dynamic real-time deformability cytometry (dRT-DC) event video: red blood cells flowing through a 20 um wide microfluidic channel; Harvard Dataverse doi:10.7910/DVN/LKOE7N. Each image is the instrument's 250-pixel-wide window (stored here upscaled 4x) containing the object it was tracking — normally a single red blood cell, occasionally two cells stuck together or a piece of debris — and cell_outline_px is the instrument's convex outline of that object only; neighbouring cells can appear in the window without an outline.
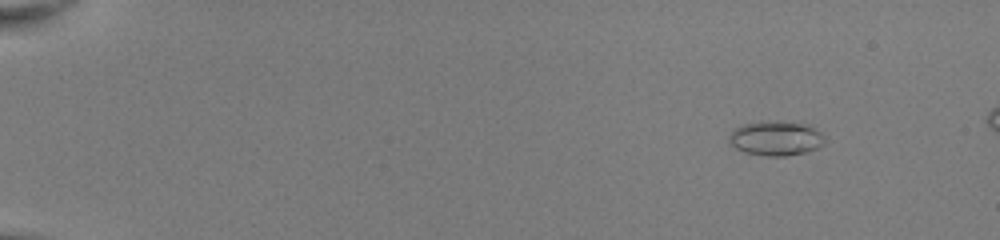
{"species": "common noctule bat (a hibernating species)", "species_latin": "Nyctalus noctula", "temperature_condition": "room temperature", "stored_images_in_passage": 22, "camera_frame_rate_fps": 3000, "um_per_image_px": 0.085, "animal": {"sex": "female", "body_mass_g": 22.0, "forearm_length_mm": 56.7}, "frame": {"image": 1, "passage_image": 7, "time_ms": 2.0, "image_size_px": [1000, 240], "cell_outline_px": [[824, 144], [816, 148], [804, 152], [784, 156], [768, 156], [744, 152], [736, 148], [728, 140], [728, 136], [740, 124], [760, 120], [808, 124], [820, 132], [824, 136]], "centroid_in_image_um": [65.92, 11.74], "position_along_channel_um": 19.1, "area_um2": 19.25}}